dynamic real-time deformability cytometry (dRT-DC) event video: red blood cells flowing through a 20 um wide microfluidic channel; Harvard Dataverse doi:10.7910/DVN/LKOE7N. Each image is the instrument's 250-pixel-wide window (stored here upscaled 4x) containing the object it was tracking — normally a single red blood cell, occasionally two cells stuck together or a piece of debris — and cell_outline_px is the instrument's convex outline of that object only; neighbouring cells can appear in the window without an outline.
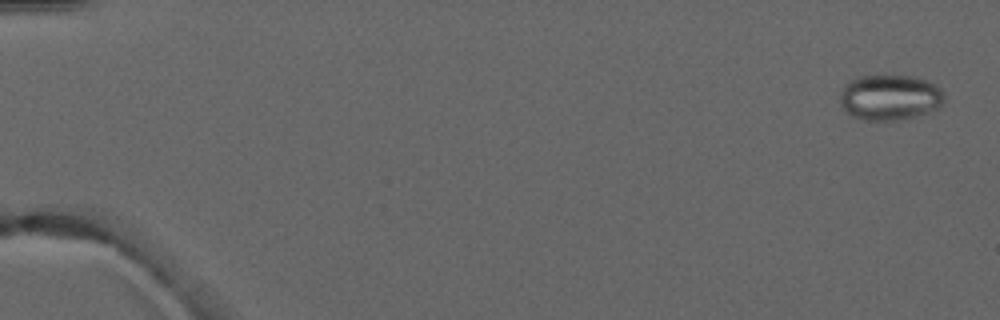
{"species": "common noctule bat (a hibernating species)", "species_latin": "Nyctalus noctula", "temperature_condition": "warm", "stored_images_in_passage": 5, "camera_frame_rate_fps": 3000, "um_per_image_px": 0.085, "animal": {"sex": "male", "forearm_length_mm": 52.5}, "frame": {"image": 1, "passage_image": 1, "time_ms": 0.0, "image_size_px": [1000, 320], "cell_outline_px": [[944, 104], [940, 108], [900, 120], [864, 120], [848, 116], [840, 104], [840, 92], [844, 84], [848, 80], [856, 76], [912, 76], [928, 80], [936, 84], [944, 92]], "centroid_in_image_um": [75.62, 8.28], "position_along_channel_um": 9.4, "area_um2": 28.21}}